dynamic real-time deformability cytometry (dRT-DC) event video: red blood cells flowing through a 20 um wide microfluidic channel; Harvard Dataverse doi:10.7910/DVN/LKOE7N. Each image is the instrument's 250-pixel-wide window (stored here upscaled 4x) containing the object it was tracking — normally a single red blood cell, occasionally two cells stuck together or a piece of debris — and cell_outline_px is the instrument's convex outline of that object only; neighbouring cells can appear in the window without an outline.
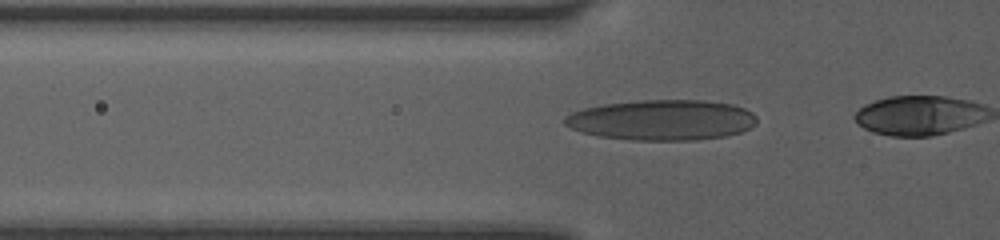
{"species": "human", "species_latin": "Homo sapiens", "temperature_condition": "room temperature", "stored_images_in_passage": 19, "camera_frame_rate_fps": 3000, "um_per_image_px": 0.085, "donor": {"sex": "female"}, "frame": {"image": 1, "passage_image": 16, "time_ms": 4.667, "image_size_px": [1000, 240], "cell_outline_px": [[756, 124], [740, 132], [724, 136], [692, 140], [632, 140], [596, 136], [580, 132], [564, 124], [564, 116], [572, 112], [584, 108], [604, 104], [640, 100], [704, 100], [732, 104], [744, 108], [752, 112], [756, 116]], "centroid_in_image_um": [56.24, 10.2], "position_along_channel_um": 69.6, "area_um2": 45.37}}